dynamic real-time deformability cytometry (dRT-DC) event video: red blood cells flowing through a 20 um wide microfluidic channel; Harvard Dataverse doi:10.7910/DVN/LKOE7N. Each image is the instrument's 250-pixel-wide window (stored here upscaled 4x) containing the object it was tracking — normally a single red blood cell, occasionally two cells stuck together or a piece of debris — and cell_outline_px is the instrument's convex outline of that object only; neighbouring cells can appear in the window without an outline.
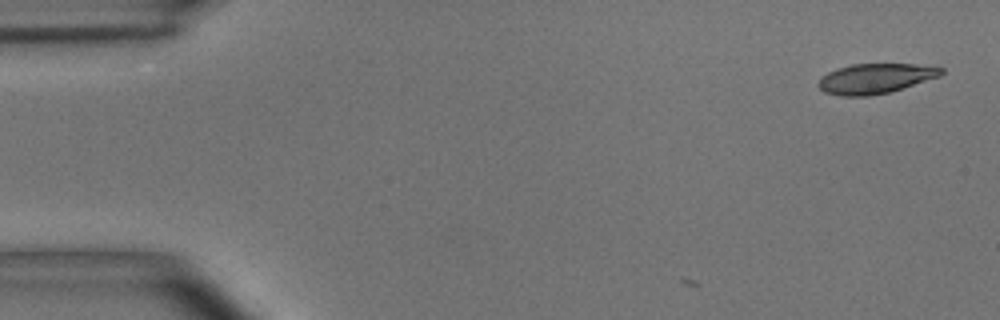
{"species": "common noctule bat (a hibernating species)", "species_latin": "Nyctalus noctula", "temperature_condition": "room temperature", "stored_images_in_passage": 4, "camera_frame_rate_fps": 3000, "um_per_image_px": 0.085, "animal": {"sex": "male", "body_mass_g": 15.6}, "frame": {"image": 1, "passage_image": 1, "time_ms": 0.0, "image_size_px": [1000, 320], "cell_outline_px": [[944, 72], [940, 76], [888, 92], [868, 96], [840, 96], [824, 92], [816, 84], [828, 72], [836, 68], [852, 64], [916, 64], [944, 68]], "centroid_in_image_um": [74.38, 6.67], "position_along_channel_um": 10.6, "area_um2": 21.27}}